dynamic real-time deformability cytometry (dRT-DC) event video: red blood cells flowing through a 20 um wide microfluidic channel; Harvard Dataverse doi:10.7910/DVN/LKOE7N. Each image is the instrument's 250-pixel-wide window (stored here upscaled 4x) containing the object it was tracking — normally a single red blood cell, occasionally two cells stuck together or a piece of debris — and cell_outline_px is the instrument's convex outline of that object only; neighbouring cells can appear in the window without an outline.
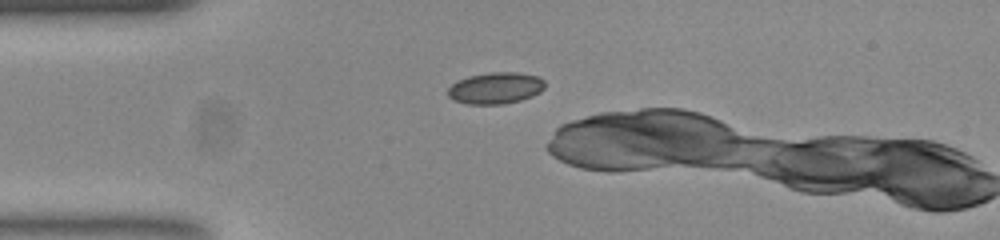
{"species": "common noctule bat (a hibernating species)", "species_latin": "Nyctalus noctula", "temperature_condition": "room temperature", "stored_images_in_passage": 10, "camera_frame_rate_fps": 3000, "um_per_image_px": 0.085, "animal": {"sex": "female", "body_mass_g": 23.0, "forearm_length_mm": 53.4}, "frame": {"image": 1, "passage_image": 1, "time_ms": 0.0, "image_size_px": [1000, 240], "cell_outline_px": [[544, 88], [540, 92], [532, 96], [520, 100], [504, 104], [464, 104], [452, 100], [448, 96], [448, 88], [456, 80], [468, 76], [488, 72], [516, 72], [540, 76], [544, 80]], "centroid_in_image_um": [42.1, 7.48], "position_along_channel_um": 42.9, "area_um2": 18.09}}
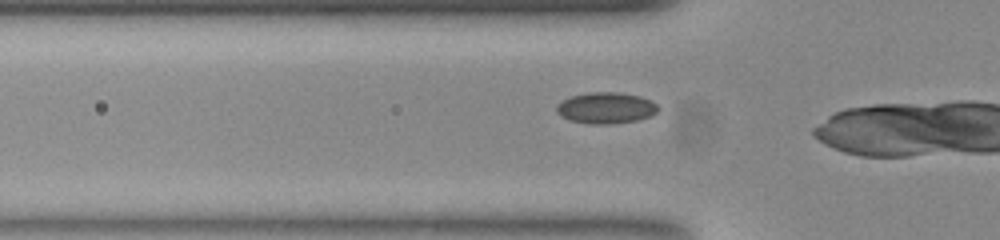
{"frame": {"image": 2, "passage_image": 5, "time_ms": 1.333, "image_size_px": [1000, 240], "cell_outline_px": [[660, 108], [652, 116], [636, 120], [608, 124], [592, 124], [568, 120], [560, 116], [556, 112], [556, 104], [572, 96], [588, 92], [616, 92], [640, 96], [652, 100]], "centroid_in_image_um": [51.5, 9.17], "position_along_channel_um": 74.3, "area_um2": 18.55}}
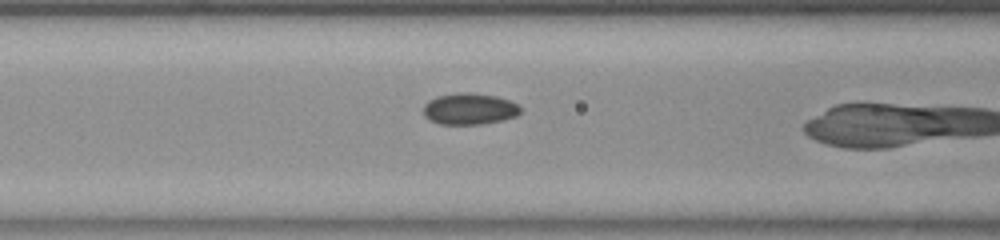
{"frame": {"image": 3, "passage_image": 9, "time_ms": 2.667, "image_size_px": [1000, 240], "cell_outline_px": [[520, 112], [516, 116], [500, 120], [480, 124], [440, 124], [424, 116], [424, 104], [428, 100], [436, 96], [460, 92], [468, 92], [496, 96], [520, 104]], "centroid_in_image_um": [39.89, 9.24], "position_along_channel_um": 126.7, "area_um2": 17.69}}